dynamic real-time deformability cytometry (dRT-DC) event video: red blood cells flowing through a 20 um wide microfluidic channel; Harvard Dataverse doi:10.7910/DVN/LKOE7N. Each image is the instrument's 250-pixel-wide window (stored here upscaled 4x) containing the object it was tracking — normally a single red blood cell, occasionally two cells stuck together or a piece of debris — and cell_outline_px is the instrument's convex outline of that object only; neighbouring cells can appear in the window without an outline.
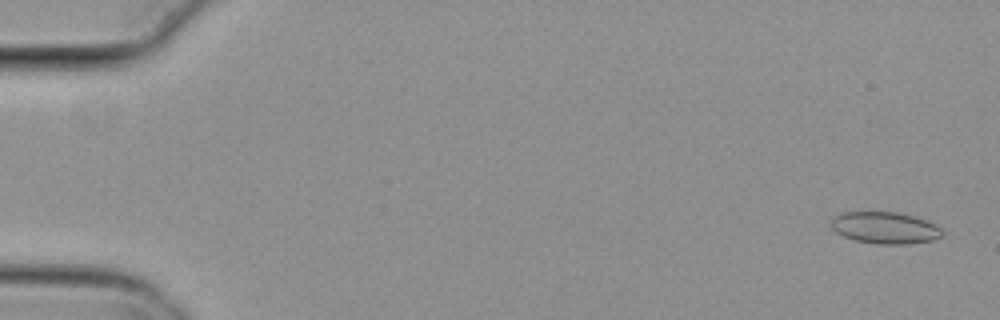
{"species": "common noctule bat (a hibernating species)", "species_latin": "Nyctalus noctula", "temperature_condition": "cold", "stored_images_in_passage": 51, "camera_frame_rate_fps": 3000, "um_per_image_px": 0.085, "animal": {"sex": "female", "body_mass_g": 29.2, "forearm_length_mm": 56.3}, "frame": {"image": 1, "passage_image": 2, "time_ms": 0.333, "image_size_px": [1000, 320], "cell_outline_px": [[944, 232], [940, 236], [932, 240], [908, 244], [876, 244], [856, 240], [844, 236], [836, 232], [832, 228], [832, 220], [836, 216], [844, 212], [896, 212], [912, 216], [936, 224]], "centroid_in_image_um": [75.24, 19.37], "position_along_channel_um": 9.8, "area_um2": 20.29}}
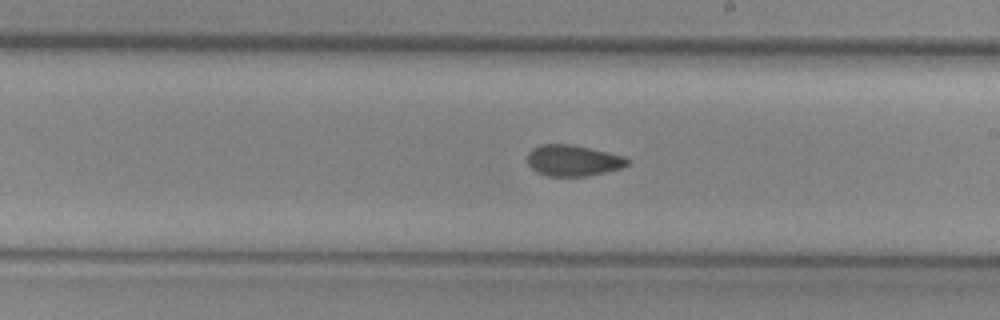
{"frame": {"image": 2, "passage_image": 32, "time_ms": 10.333, "image_size_px": [1000, 320], "cell_outline_px": [[632, 160], [628, 164], [620, 168], [588, 176], [548, 176], [536, 172], [528, 164], [528, 152], [532, 148], [540, 144], [572, 144], [608, 152], [624, 156]], "centroid_in_image_um": [48.7, 13.63], "position_along_channel_um": 240.3, "area_um2": 18.21}}
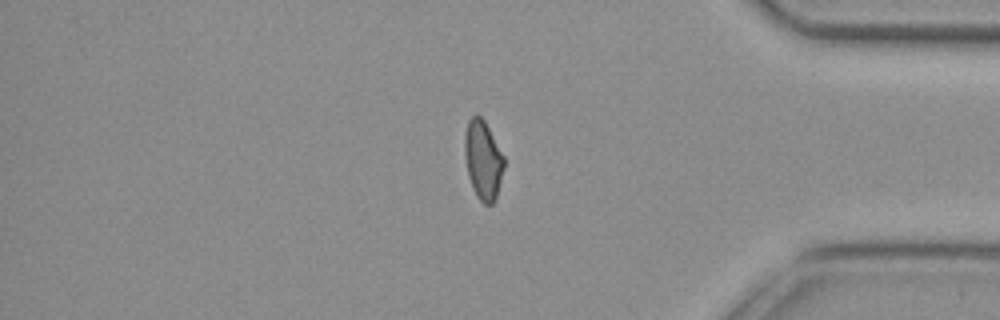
{"frame": {"image": 3, "passage_image": 46, "time_ms": 15.0, "image_size_px": [1000, 320], "cell_outline_px": [[504, 168], [496, 200], [492, 204], [484, 204], [476, 196], [472, 188], [468, 176], [464, 152], [464, 136], [468, 120], [476, 112], [484, 120], [504, 156]], "centroid_in_image_um": [41.05, 13.6], "position_along_channel_um": 394.2, "area_um2": 18.32}, "authors_computed_cell_mechanics": {"area_um2": 19.1318, "velocity_mm_per_s": 3.8196, "shape_relaxation_time_tau1_ms": null, "shape_relaxation_time_tau2_ms": 1.7497, "deformation_change_tau1": null, "deformation_change_tau2": 0.0593}}